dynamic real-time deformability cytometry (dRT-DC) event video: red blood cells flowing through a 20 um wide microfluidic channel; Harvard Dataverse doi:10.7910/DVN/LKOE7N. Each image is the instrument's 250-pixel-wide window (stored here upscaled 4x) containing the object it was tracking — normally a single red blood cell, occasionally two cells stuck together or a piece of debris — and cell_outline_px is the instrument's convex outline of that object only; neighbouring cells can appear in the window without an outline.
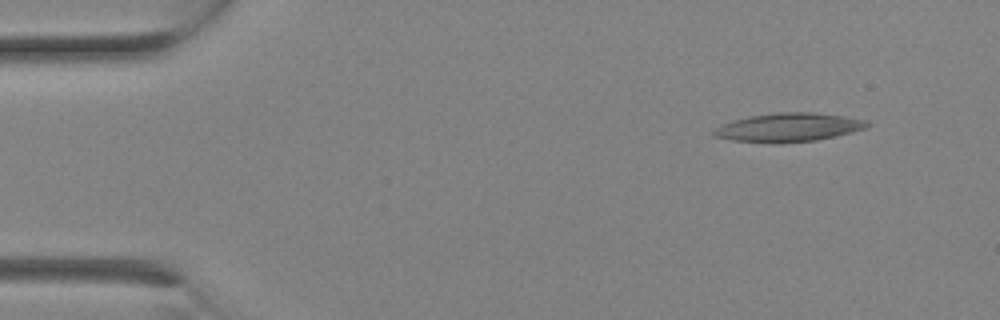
{"species": "Egyptian fruit bat (a non-hibernating species)", "species_latin": "Rousettus aegyptiacus", "temperature_condition": "room temperature", "stored_images_in_passage": 3, "camera_frame_rate_fps": 3000, "um_per_image_px": 0.085, "animal": {"sex": "female"}, "frame": {"image": 1, "passage_image": 1, "time_ms": 0.0, "image_size_px": [1000, 320], "cell_outline_px": [[872, 124], [864, 128], [852, 132], [816, 140], [732, 140], [712, 136], [712, 132], [716, 128], [724, 124], [736, 120], [752, 116], [780, 112], [816, 112], [844, 116], [868, 120]], "centroid_in_image_um": [67.12, 10.78], "position_along_channel_um": 17.9, "area_um2": 24.33}}